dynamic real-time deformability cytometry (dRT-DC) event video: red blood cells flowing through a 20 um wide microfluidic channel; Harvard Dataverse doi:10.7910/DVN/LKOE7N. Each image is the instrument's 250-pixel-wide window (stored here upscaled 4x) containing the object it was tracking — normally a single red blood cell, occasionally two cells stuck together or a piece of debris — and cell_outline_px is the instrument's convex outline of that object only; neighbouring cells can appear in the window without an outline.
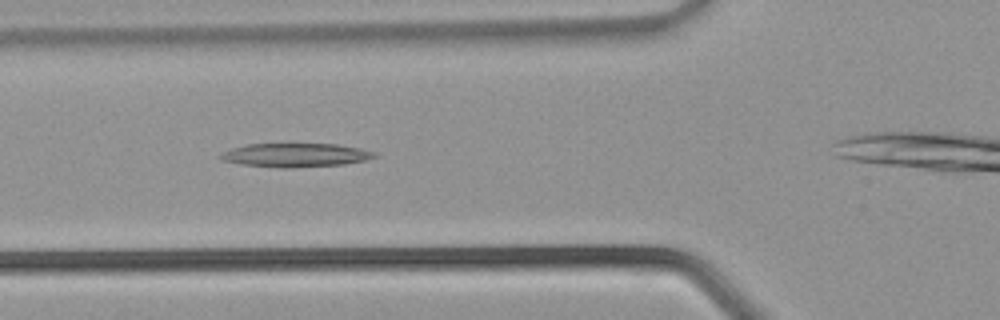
{"species": "common noctule bat (a hibernating species)", "species_latin": "Nyctalus noctula", "temperature_condition": "warm", "stored_images_in_passage": 23, "camera_frame_rate_fps": 3000, "um_per_image_px": 0.085, "animal": {"sex": "male", "body_mass_g": 21.5, "forearm_length_mm": 52.0}, "frame": {"image": 1, "passage_image": 4, "time_ms": 1.0, "image_size_px": [1000, 320], "cell_outline_px": [[380, 156], [364, 160], [344, 164], [292, 168], [280, 168], [240, 164], [224, 160], [220, 156], [224, 152], [232, 148], [248, 144], [336, 144], [360, 148], [376, 152]], "centroid_in_image_um": [25.18, 13.19], "position_along_channel_um": 100.6, "area_um2": 21.21}}
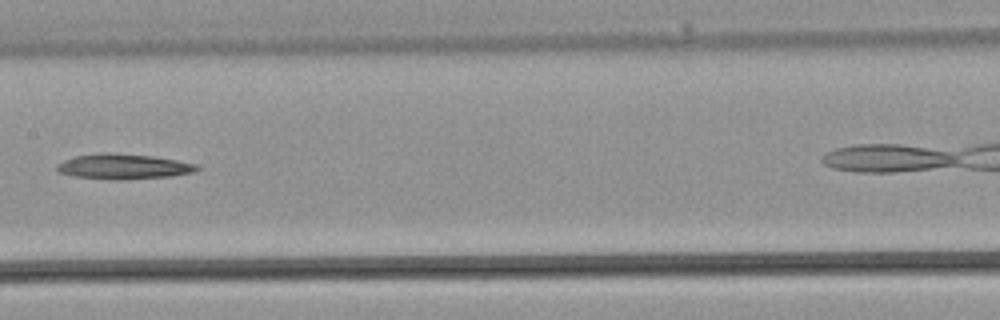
{"frame": {"image": 2, "passage_image": 9, "time_ms": 2.667, "image_size_px": [1000, 320], "cell_outline_px": [[200, 168], [192, 172], [172, 176], [128, 180], [108, 180], [72, 176], [56, 172], [56, 164], [64, 160], [76, 156], [100, 152], [108, 152], [152, 156], [176, 160], [196, 164]], "centroid_in_image_um": [10.43, 14.17], "position_along_channel_um": 197.0, "area_um2": 20.87}}
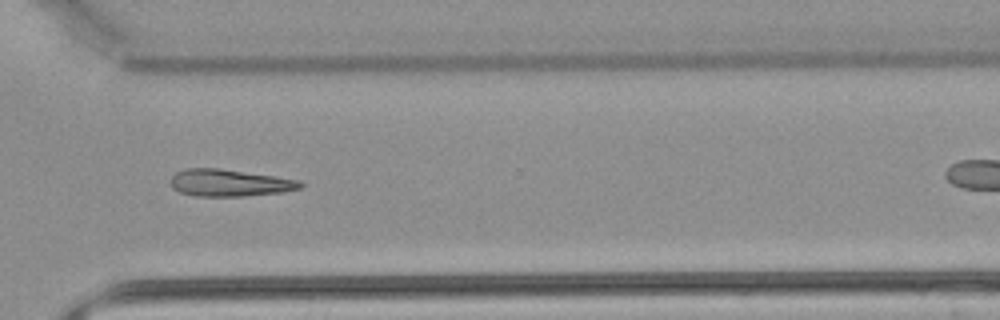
{"frame": {"image": 3, "passage_image": 17, "time_ms": 5.333, "image_size_px": [1000, 320], "cell_outline_px": [[304, 184], [300, 188], [284, 192], [244, 196], [196, 196], [180, 192], [172, 188], [172, 176], [176, 172], [184, 168], [220, 168], [300, 180]], "centroid_in_image_um": [19.51, 15.54], "position_along_channel_um": 351.1, "area_um2": 20.4}}